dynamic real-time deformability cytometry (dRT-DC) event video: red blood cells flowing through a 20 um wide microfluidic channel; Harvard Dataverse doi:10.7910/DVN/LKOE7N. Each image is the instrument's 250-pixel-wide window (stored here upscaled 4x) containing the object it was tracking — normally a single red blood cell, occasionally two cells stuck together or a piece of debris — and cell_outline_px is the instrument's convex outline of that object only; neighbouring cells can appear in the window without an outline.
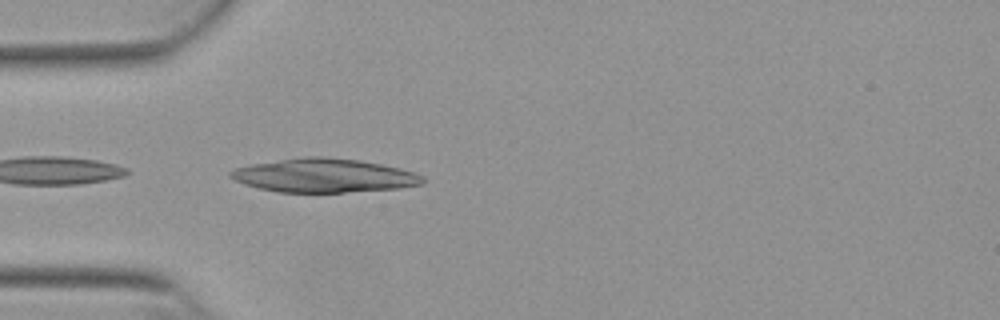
{"species": "Egyptian fruit bat (a non-hibernating species)", "species_latin": "Rousettus aegyptiacus", "temperature_condition": "warm", "stored_images_in_passage": 6, "camera_frame_rate_fps": 3000, "um_per_image_px": 0.085, "animal": {"sex": "female"}, "frame": {"image": 1, "passage_image": 1, "time_ms": 0.0, "image_size_px": [1000, 320], "cell_outline_px": [[424, 184], [400, 188], [344, 192], [276, 192], [244, 184], [228, 176], [228, 172], [236, 168], [252, 164], [308, 156], [320, 156], [360, 160], [400, 168], [424, 176]], "centroid_in_image_um": [27.56, 14.92], "position_along_channel_um": 57.4, "area_um2": 37.57}}
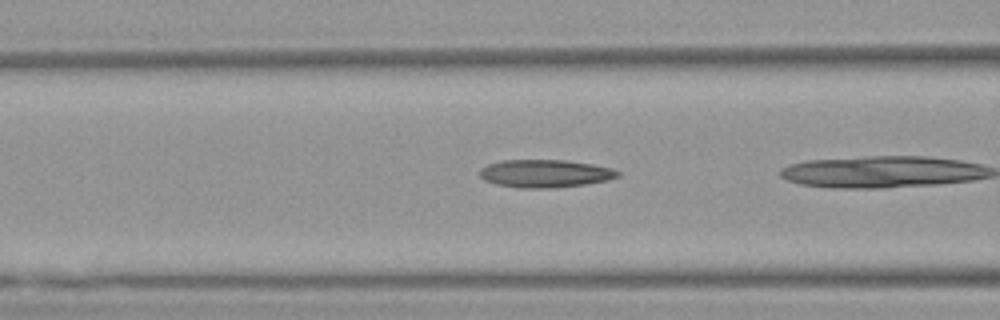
{"frame": {"image": 2, "passage_image": 4, "time_ms": 1.0, "image_size_px": [1000, 320], "cell_outline_px": [[620, 176], [608, 180], [584, 184], [548, 188], [520, 188], [496, 184], [484, 180], [480, 176], [480, 168], [488, 164], [500, 160], [568, 160], [592, 164], [612, 168], [620, 172]], "centroid_in_image_um": [46.32, 14.74], "position_along_channel_um": 120.3, "area_um2": 22.43}}